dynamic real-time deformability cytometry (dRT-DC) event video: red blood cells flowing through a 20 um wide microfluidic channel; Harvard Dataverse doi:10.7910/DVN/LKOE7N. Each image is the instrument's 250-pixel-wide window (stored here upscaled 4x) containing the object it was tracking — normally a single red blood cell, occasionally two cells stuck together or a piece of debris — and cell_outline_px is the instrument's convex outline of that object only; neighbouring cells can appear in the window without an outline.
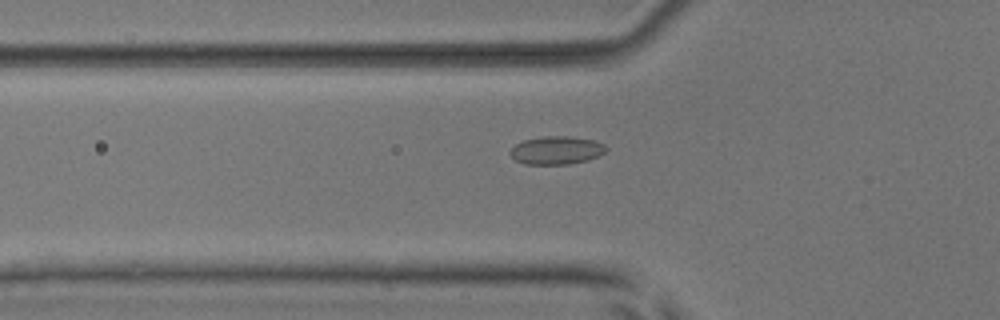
{"species": "common noctule bat (a hibernating species)", "species_latin": "Nyctalus noctula", "temperature_condition": "room temperature", "stored_images_in_passage": 23, "camera_frame_rate_fps": 3000, "um_per_image_px": 0.085, "animal": {"sex": "male", "body_mass_g": 17.9, "forearm_length_mm": 54.2}, "frame": {"image": 1, "passage_image": 5, "time_ms": 1.333, "image_size_px": [1000, 320], "cell_outline_px": [[608, 148], [604, 152], [588, 160], [568, 164], [524, 164], [516, 160], [508, 152], [516, 144], [524, 140], [544, 136], [568, 136], [592, 140], [604, 144]], "centroid_in_image_um": [47.28, 12.77], "position_along_channel_um": 78.5, "area_um2": 15.55}}
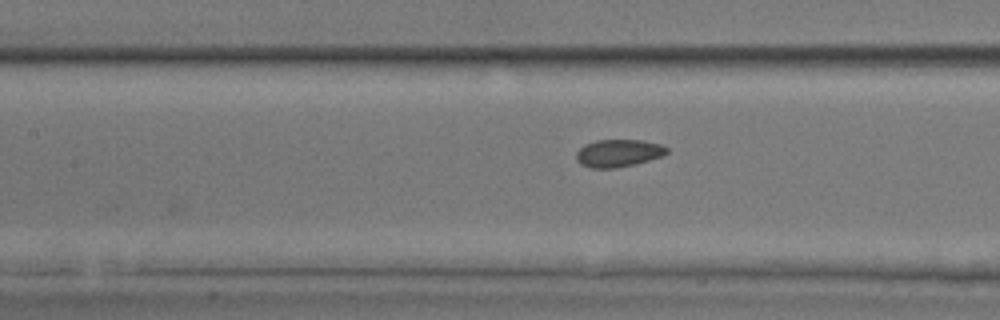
{"frame": {"image": 2, "passage_image": 11, "time_ms": 3.333, "image_size_px": [1000, 320], "cell_outline_px": [[668, 152], [660, 156], [648, 160], [616, 168], [592, 168], [580, 164], [576, 160], [576, 152], [584, 144], [596, 140], [644, 140], [660, 144], [668, 148]], "centroid_in_image_um": [52.52, 13.0], "position_along_channel_um": 154.9, "area_um2": 14.45}}
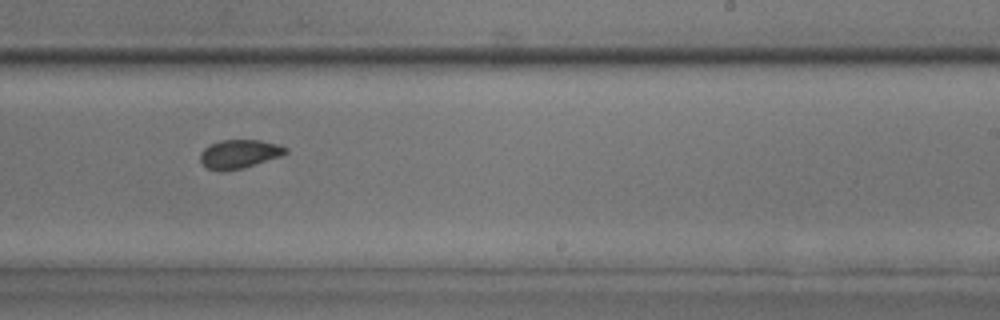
{"frame": {"image": 3, "passage_image": 20, "time_ms": 6.333, "image_size_px": [1000, 320], "cell_outline_px": [[288, 152], [280, 156], [240, 168], [220, 172], [208, 168], [200, 160], [200, 152], [208, 144], [220, 140], [260, 140], [276, 144], [288, 148]], "centroid_in_image_um": [20.29, 13.07], "position_along_channel_um": 268.7, "area_um2": 14.1}}